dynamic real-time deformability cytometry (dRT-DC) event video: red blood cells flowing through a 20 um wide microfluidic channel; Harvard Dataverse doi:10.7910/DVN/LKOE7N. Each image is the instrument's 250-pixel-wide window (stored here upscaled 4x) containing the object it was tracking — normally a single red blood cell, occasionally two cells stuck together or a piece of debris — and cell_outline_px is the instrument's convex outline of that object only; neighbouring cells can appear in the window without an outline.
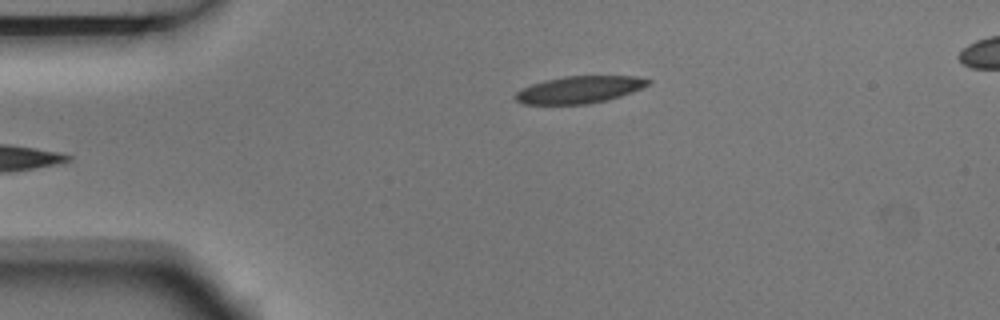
{"species": "Egyptian fruit bat (a non-hibernating species)", "species_latin": "Rousettus aegyptiacus", "temperature_condition": "room temperature", "stored_images_in_passage": 4, "camera_frame_rate_fps": 3000, "um_per_image_px": 0.085, "animal": {"sex": "male"}, "frame": {"image": 1, "passage_image": 4, "time_ms": 1.0, "image_size_px": [1000, 320], "cell_outline_px": [[652, 80], [648, 84], [632, 92], [620, 96], [588, 104], [524, 104], [516, 100], [512, 96], [516, 92], [532, 84], [544, 80], [564, 76], [636, 76]], "centroid_in_image_um": [49.22, 7.61], "position_along_channel_um": 35.8, "area_um2": 20.81}}